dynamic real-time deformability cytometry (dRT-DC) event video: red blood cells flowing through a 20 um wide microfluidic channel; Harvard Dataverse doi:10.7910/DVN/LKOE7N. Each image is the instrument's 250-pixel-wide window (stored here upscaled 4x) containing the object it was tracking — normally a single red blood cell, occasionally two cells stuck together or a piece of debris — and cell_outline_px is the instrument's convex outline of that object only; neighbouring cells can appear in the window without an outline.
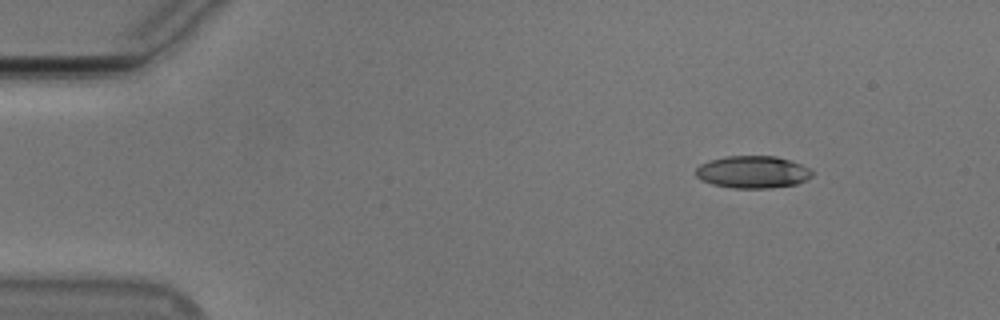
{"species": "Egyptian fruit bat (a non-hibernating species)", "species_latin": "Rousettus aegyptiacus", "temperature_condition": "cold", "stored_images_in_passage": 11, "camera_frame_rate_fps": 3000, "um_per_image_px": 0.085, "animal": {"sex": "male"}, "frame": {"image": 1, "passage_image": 1, "time_ms": 0.0, "image_size_px": [1000, 320], "cell_outline_px": [[812, 176], [796, 184], [768, 188], [732, 188], [712, 184], [700, 180], [696, 176], [696, 168], [700, 164], [708, 160], [728, 156], [776, 156], [800, 164], [808, 168], [812, 172]], "centroid_in_image_um": [63.93, 14.62], "position_along_channel_um": 21.1, "area_um2": 21.79}}
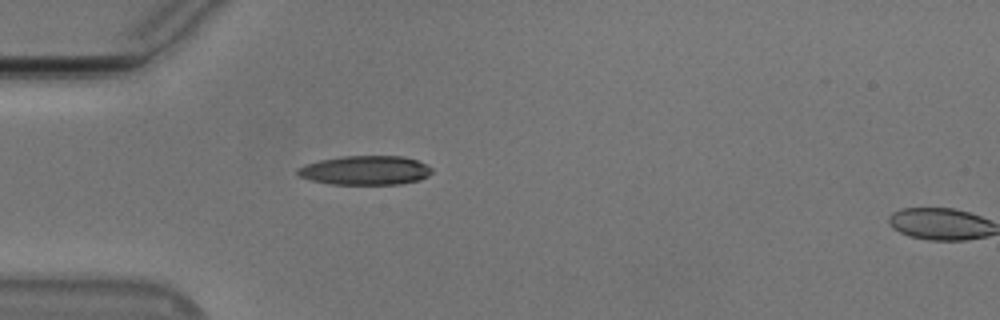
{"frame": {"image": 2, "passage_image": 10, "time_ms": 3.0, "image_size_px": [1000, 320], "cell_outline_px": [[432, 172], [428, 176], [420, 180], [400, 184], [332, 184], [312, 180], [300, 176], [296, 172], [296, 168], [304, 164], [320, 160], [344, 156], [404, 156], [416, 160], [432, 168]], "centroid_in_image_um": [31.05, 14.47], "position_along_channel_um": 53.9, "area_um2": 22.77}}